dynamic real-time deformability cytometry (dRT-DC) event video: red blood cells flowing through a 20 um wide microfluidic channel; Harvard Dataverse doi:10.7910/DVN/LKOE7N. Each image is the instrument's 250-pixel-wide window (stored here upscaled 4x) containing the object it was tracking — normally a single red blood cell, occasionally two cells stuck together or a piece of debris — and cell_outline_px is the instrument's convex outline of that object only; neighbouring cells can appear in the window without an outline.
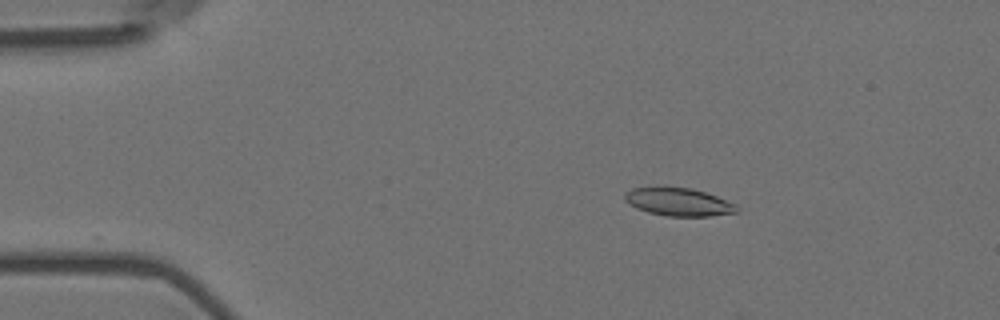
{"species": "Egyptian fruit bat (a non-hibernating species)", "species_latin": "Rousettus aegyptiacus", "temperature_condition": "room temperature", "stored_images_in_passage": 5, "camera_frame_rate_fps": 3000, "um_per_image_px": 0.085, "animal": {"sex": "female"}, "frame": {"image": 1, "passage_image": 2, "time_ms": 0.333, "image_size_px": [1000, 320], "cell_outline_px": [[740, 212], [712, 216], [668, 216], [648, 212], [636, 208], [624, 200], [624, 192], [632, 188], [664, 184], [692, 188], [716, 196], [736, 204], [740, 208]], "centroid_in_image_um": [57.65, 17.12], "position_along_channel_um": 27.4, "area_um2": 19.02}}